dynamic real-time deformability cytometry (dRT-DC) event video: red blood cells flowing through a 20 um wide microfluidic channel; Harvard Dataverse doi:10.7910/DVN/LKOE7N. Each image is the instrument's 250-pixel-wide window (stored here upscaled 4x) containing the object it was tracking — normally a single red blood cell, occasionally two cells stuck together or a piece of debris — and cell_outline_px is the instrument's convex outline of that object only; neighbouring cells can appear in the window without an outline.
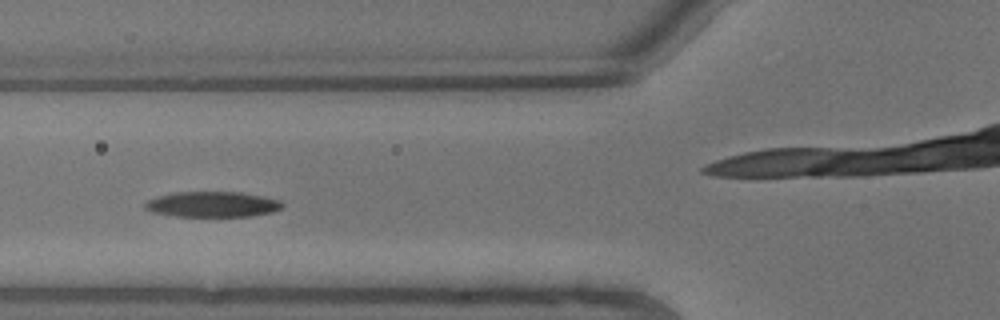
{"species": "common noctule bat (a hibernating species)", "species_latin": "Nyctalus noctula", "temperature_condition": "warm", "stored_images_in_passage": 8, "camera_frame_rate_fps": 3000, "um_per_image_px": 0.085, "animal": {"sex": "male", "body_mass_g": 13.3}, "frame": {"image": 1, "passage_image": 6, "time_ms": 1.667, "image_size_px": [1000, 320], "cell_outline_px": [[284, 204], [280, 208], [272, 212], [252, 216], [172, 216], [152, 212], [144, 208], [144, 204], [148, 200], [156, 196], [176, 192], [240, 192], [264, 196], [280, 200]], "centroid_in_image_um": [18.04, 17.36], "position_along_channel_um": 107.8, "area_um2": 20.46}}
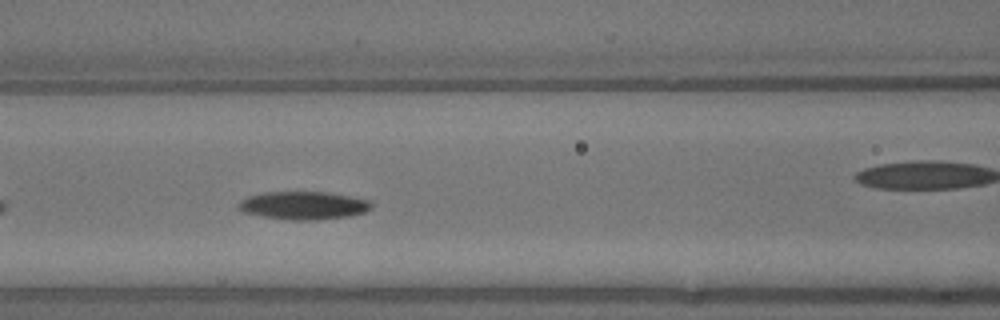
{"frame": {"image": 2, "passage_image": 7, "time_ms": 2.0, "image_size_px": [1000, 320], "cell_outline_px": [[372, 208], [364, 212], [348, 216], [316, 220], [292, 220], [264, 216], [244, 212], [236, 208], [236, 204], [240, 200], [248, 196], [260, 192], [328, 192], [368, 200], [372, 204]], "centroid_in_image_um": [25.75, 17.45], "position_along_channel_um": 140.9, "area_um2": 21.68}}